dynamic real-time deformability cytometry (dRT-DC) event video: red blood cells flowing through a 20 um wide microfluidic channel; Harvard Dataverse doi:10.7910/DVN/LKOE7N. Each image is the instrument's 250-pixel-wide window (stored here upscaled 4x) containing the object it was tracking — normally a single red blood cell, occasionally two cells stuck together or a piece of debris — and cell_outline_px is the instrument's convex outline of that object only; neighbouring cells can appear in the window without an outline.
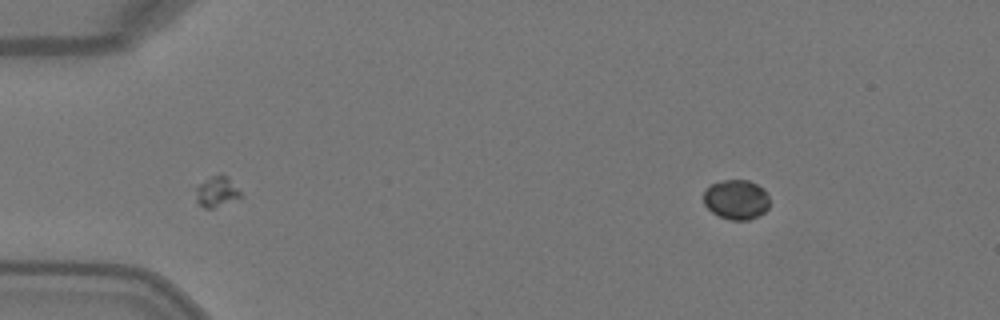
{"species": "Egyptian fruit bat (a non-hibernating species)", "species_latin": "Rousettus aegyptiacus", "temperature_condition": "warm", "stored_images_in_passage": 8, "camera_frame_rate_fps": 3000, "um_per_image_px": 0.085, "animal": {"sex": "female"}, "frame": {"image": 1, "passage_image": 8, "time_ms": 2.333, "image_size_px": [1000, 320], "cell_outline_px": [[768, 208], [764, 212], [748, 220], [728, 220], [712, 212], [704, 204], [704, 192], [712, 184], [724, 180], [748, 180], [764, 188], [768, 196]], "centroid_in_image_um": [62.59, 16.96], "position_along_channel_um": 22.4, "area_um2": 15.14}}